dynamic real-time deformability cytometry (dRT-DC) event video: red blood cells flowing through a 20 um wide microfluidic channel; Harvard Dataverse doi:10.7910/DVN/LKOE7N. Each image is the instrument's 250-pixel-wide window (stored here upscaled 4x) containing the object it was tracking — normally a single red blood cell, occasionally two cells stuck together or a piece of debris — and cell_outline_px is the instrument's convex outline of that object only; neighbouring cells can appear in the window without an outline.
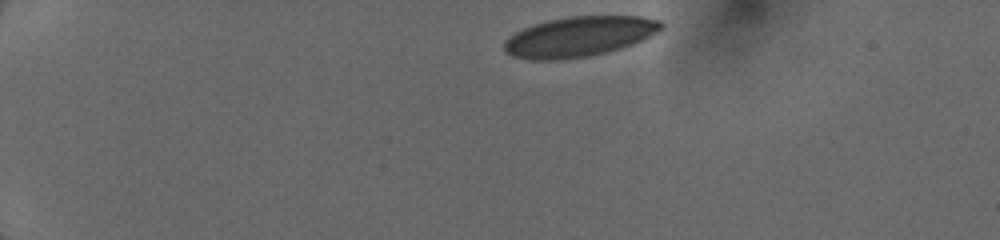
{"species": "human", "species_latin": "Homo sapiens", "temperature_condition": "cold", "stored_images_in_passage": 3, "camera_frame_rate_fps": 3000, "um_per_image_px": 0.085, "donor": {"sex": "female"}, "frame": {"image": 1, "passage_image": 1, "time_ms": 0.0, "image_size_px": [1000, 240], "cell_outline_px": [[664, 28], [640, 40], [604, 52], [588, 56], [552, 60], [532, 60], [512, 56], [504, 52], [504, 40], [508, 36], [532, 24], [548, 20], [568, 16], [640, 16], [660, 20], [664, 24]], "centroid_in_image_um": [49.17, 3.09], "position_along_channel_um": 35.8, "area_um2": 36.36}}